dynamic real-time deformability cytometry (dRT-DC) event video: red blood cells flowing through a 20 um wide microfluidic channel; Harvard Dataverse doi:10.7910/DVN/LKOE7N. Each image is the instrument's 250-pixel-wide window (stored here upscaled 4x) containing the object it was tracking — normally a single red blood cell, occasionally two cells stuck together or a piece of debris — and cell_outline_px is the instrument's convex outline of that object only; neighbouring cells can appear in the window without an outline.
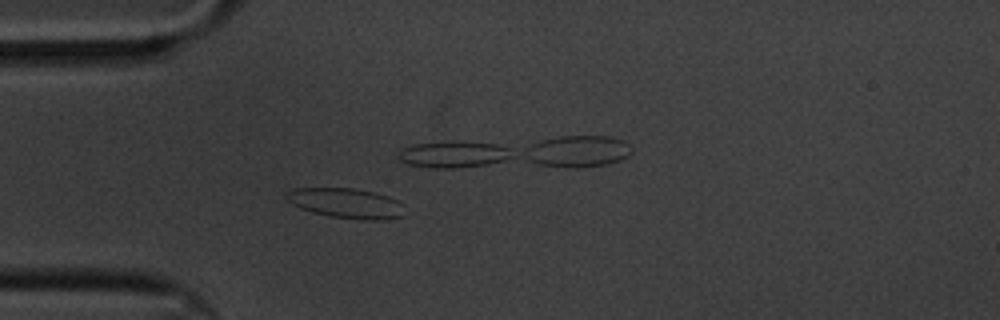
{"species": "common noctule bat (a hibernating species)", "species_latin": "Nyctalus noctula", "temperature_condition": "cold", "stored_images_in_passage": 60, "camera_frame_rate_fps": 3000, "um_per_image_px": 0.085, "animal": {"sex": "male", "body_mass_g": 20.1, "forearm_length_mm": 53.5}, "frame": {"image": 1, "passage_image": 16, "time_ms": 5.0, "image_size_px": [1000, 320], "cell_outline_px": [[404, 216], [380, 220], [360, 220], [328, 216], [312, 212], [300, 208], [292, 204], [284, 196], [284, 192], [292, 188], [352, 188], [376, 192], [388, 196], [404, 204]], "centroid_in_image_um": [29.42, 17.27], "position_along_channel_um": 55.6, "area_um2": 21.04}}
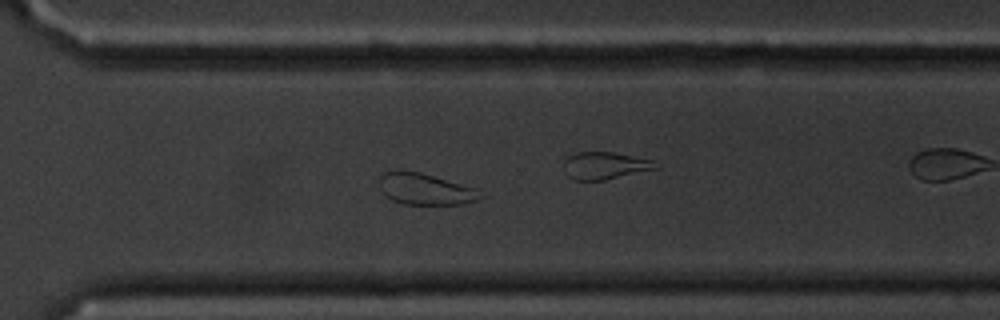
{"frame": {"image": 2, "passage_image": 42, "time_ms": 13.667, "image_size_px": [1000, 320], "cell_outline_px": [[488, 196], [464, 204], [404, 204], [392, 200], [380, 188], [380, 176], [384, 172], [396, 168], [400, 168], [420, 172], [472, 188]], "centroid_in_image_um": [36.11, 16.05], "position_along_channel_um": 334.5, "area_um2": 18.44}}
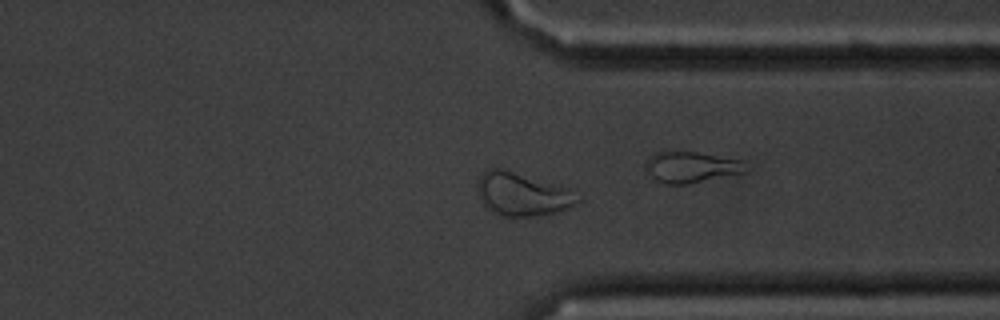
{"frame": {"image": 3, "passage_image": 45, "time_ms": 14.667, "image_size_px": [1000, 320], "cell_outline_px": [[584, 200], [568, 208], [556, 212], [532, 216], [504, 216], [484, 208], [476, 188], [476, 184], [480, 176], [488, 168], [500, 168], [568, 188]], "centroid_in_image_um": [44.38, 16.52], "position_along_channel_um": 367.0, "area_um2": 25.09}, "authors_computed_cell_mechanics": {"area_um2": 21.5594, "velocity_mm_per_s": 3.2773, "shape_relaxation_time_tau1_ms": 9.8726, "shape_relaxation_time_tau2_ms": 2.5124, "deformation_change_tau1": 0.1389, "deformation_change_tau2": 0.0566}}